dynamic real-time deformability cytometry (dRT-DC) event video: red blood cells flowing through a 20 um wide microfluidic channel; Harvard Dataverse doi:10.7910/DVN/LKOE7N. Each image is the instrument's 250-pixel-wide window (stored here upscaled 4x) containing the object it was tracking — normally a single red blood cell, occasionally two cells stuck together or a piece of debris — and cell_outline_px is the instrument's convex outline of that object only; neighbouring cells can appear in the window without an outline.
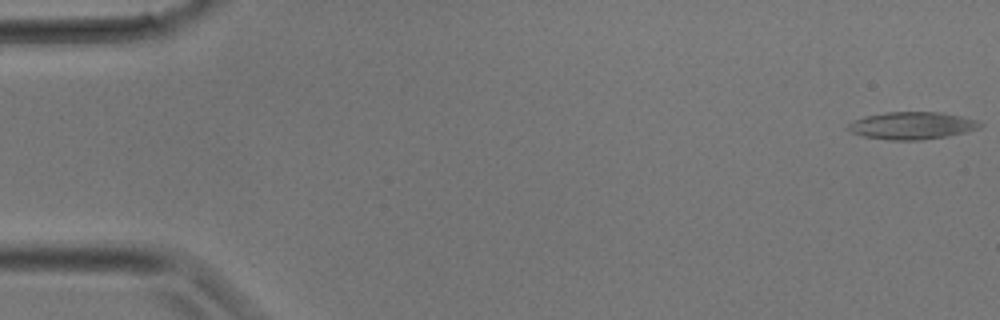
{"species": "common noctule bat (a hibernating species)", "species_latin": "Nyctalus noctula", "temperature_condition": "room temperature", "stored_images_in_passage": 12, "camera_frame_rate_fps": 3000, "um_per_image_px": 0.085, "animal": {"sex": "male", "body_mass_g": 17.9}, "frame": {"image": 1, "passage_image": 1, "time_ms": 0.0, "image_size_px": [1000, 320], "cell_outline_px": [[984, 124], [980, 128], [948, 136], [920, 140], [888, 140], [864, 136], [848, 132], [848, 124], [852, 120], [864, 116], [884, 112], [940, 112], [980, 120]], "centroid_in_image_um": [77.51, 10.67], "position_along_channel_um": 7.5, "area_um2": 21.27}}
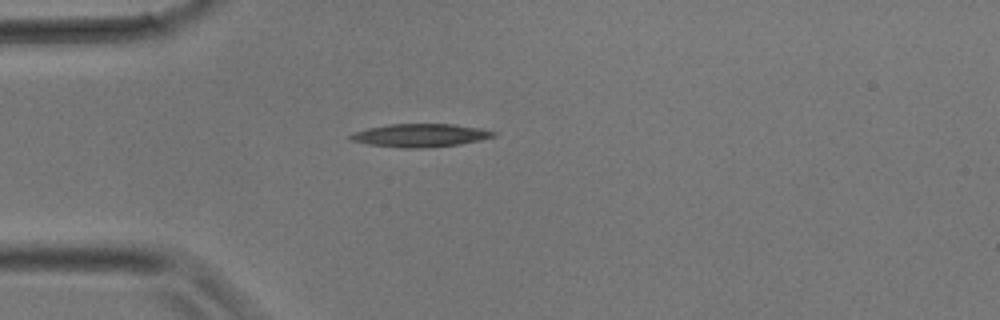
{"frame": {"image": 2, "passage_image": 9, "time_ms": 2.667, "image_size_px": [1000, 320], "cell_outline_px": [[496, 136], [480, 140], [460, 144], [428, 148], [400, 148], [368, 144], [348, 140], [348, 136], [352, 132], [368, 128], [388, 124], [452, 124], [480, 128], [496, 132]], "centroid_in_image_um": [35.68, 11.51], "position_along_channel_um": 49.3, "area_um2": 19.48}}
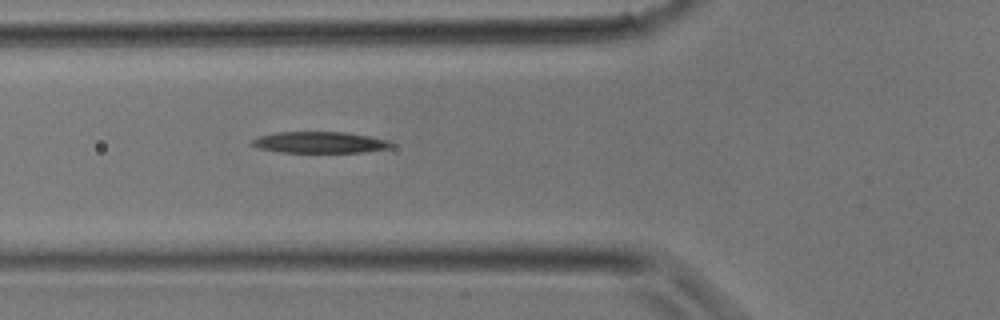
{"frame": {"image": 3, "passage_image": 12, "time_ms": 3.667, "image_size_px": [1000, 320], "cell_outline_px": [[396, 144], [392, 148], [364, 152], [280, 152], [260, 148], [248, 144], [252, 140], [260, 136], [276, 132], [348, 132], [392, 140]], "centroid_in_image_um": [27.28, 12.1], "position_along_channel_um": 98.5, "area_um2": 17.57}}